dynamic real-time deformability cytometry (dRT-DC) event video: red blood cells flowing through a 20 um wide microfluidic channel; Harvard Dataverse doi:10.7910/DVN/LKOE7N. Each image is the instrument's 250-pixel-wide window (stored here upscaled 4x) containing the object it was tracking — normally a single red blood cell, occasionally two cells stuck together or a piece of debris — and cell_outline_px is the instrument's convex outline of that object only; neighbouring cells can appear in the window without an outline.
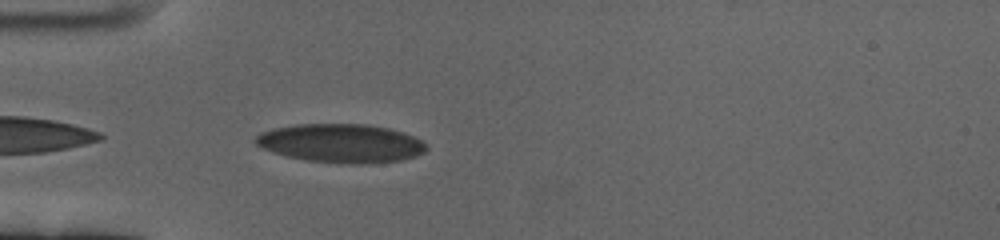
{"species": "human", "species_latin": "Homo sapiens", "temperature_condition": "cold", "stored_images_in_passage": 45, "camera_frame_rate_fps": 3000, "um_per_image_px": 0.085, "donor": {"sex": "female"}, "frame": {"image": 1, "passage_image": 3, "time_ms": 0.667, "image_size_px": [1000, 240], "cell_outline_px": [[428, 148], [424, 152], [416, 156], [400, 160], [360, 164], [308, 160], [288, 156], [272, 152], [256, 144], [252, 140], [260, 132], [272, 128], [296, 124], [364, 124], [388, 128], [404, 132], [420, 140]], "centroid_in_image_um": [28.96, 12.16], "position_along_channel_um": 56.0, "area_um2": 38.21}}
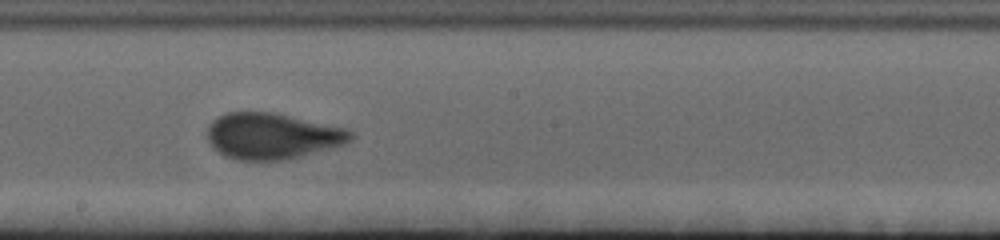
{"frame": {"image": 2, "passage_image": 19, "time_ms": 6.0, "image_size_px": [1000, 240], "cell_outline_px": [[352, 140], [344, 144], [280, 160], [236, 160], [224, 156], [208, 140], [208, 124], [212, 120], [228, 112], [272, 112], [344, 128], [352, 132]], "centroid_in_image_um": [23.09, 11.55], "position_along_channel_um": 225.1, "area_um2": 37.69}}
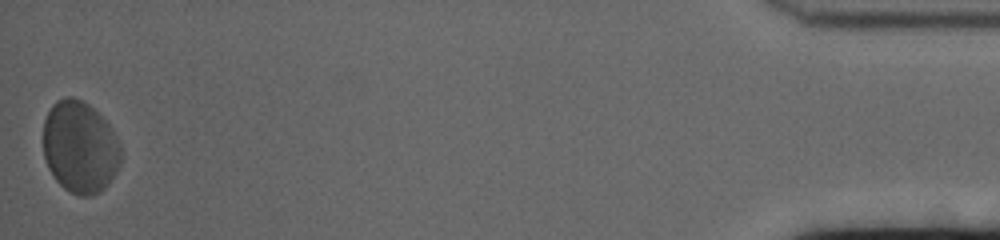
{"frame": {"image": 3, "passage_image": 45, "time_ms": 14.667, "image_size_px": [1000, 240], "cell_outline_px": [[120, 164], [116, 172], [108, 184], [100, 192], [92, 196], [80, 196], [64, 188], [56, 180], [48, 168], [44, 156], [44, 120], [52, 104], [56, 100], [64, 96], [72, 96], [88, 104], [112, 128], [120, 144]], "centroid_in_image_um": [6.79, 12.5], "position_along_channel_um": 428.4, "area_um2": 41.62}, "authors_computed_cell_mechanics": {"area_um2": 38.148, "velocity_mm_per_s": 3.3325, "shape_relaxation_time_tau1_ms": 5.9559, "shape_relaxation_time_tau2_ms": null, "deformation_change_tau1": 0.1587, "deformation_change_tau2": null}}